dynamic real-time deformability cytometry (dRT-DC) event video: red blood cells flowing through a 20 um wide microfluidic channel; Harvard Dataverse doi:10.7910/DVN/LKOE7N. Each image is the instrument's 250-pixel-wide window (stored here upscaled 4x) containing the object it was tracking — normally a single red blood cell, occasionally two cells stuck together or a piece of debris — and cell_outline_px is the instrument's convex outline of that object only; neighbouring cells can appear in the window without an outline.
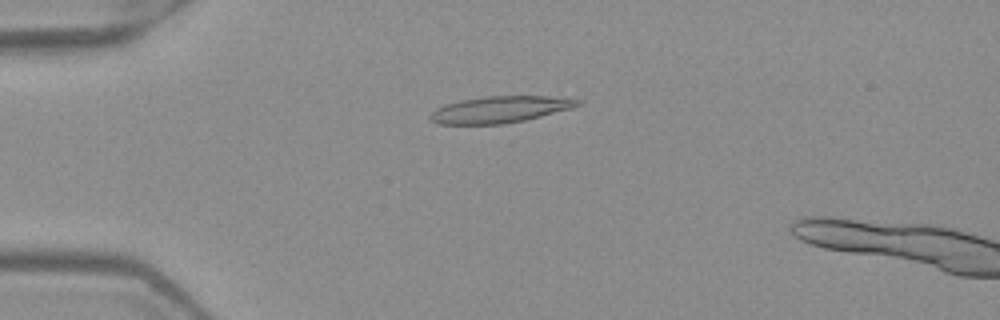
{"species": "Egyptian fruit bat (a non-hibernating species)", "species_latin": "Rousettus aegyptiacus", "temperature_condition": "warm", "stored_images_in_passage": 50, "camera_frame_rate_fps": 3000, "um_per_image_px": 0.085, "frame": {"image": 1, "passage_image": 13, "time_ms": 4.0, "image_size_px": [1000, 320], "cell_outline_px": [[584, 104], [572, 108], [524, 120], [504, 124], [436, 124], [428, 116], [436, 108], [444, 104], [460, 100], [484, 96], [572, 96], [580, 100]], "centroid_in_image_um": [42.56, 9.29], "position_along_channel_um": 42.4, "area_um2": 23.18}}
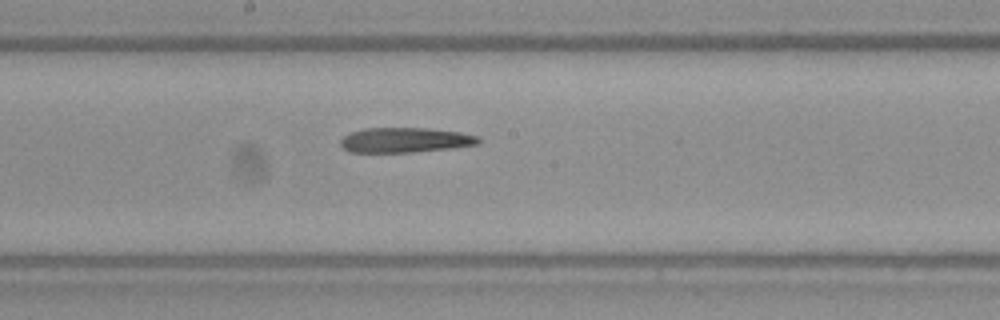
{"frame": {"image": 2, "passage_image": 28, "time_ms": 9.0, "image_size_px": [1000, 320], "cell_outline_px": [[480, 144], [452, 148], [412, 152], [348, 152], [340, 148], [340, 140], [348, 132], [364, 128], [428, 128], [460, 132], [480, 136]], "centroid_in_image_um": [34.41, 11.9], "position_along_channel_um": 213.8, "area_um2": 20.35}}
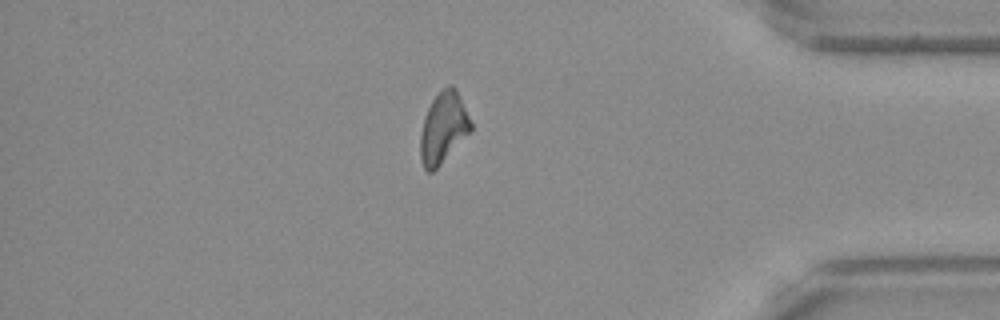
{"frame": {"image": 3, "passage_image": 44, "time_ms": 14.333, "image_size_px": [1000, 320], "cell_outline_px": [[472, 132], [432, 172], [428, 172], [424, 168], [420, 160], [420, 136], [424, 116], [432, 100], [448, 84], [452, 84], [456, 88], [472, 124]], "centroid_in_image_um": [37.68, 10.87], "position_along_channel_um": 397.5, "area_um2": 20.87}}